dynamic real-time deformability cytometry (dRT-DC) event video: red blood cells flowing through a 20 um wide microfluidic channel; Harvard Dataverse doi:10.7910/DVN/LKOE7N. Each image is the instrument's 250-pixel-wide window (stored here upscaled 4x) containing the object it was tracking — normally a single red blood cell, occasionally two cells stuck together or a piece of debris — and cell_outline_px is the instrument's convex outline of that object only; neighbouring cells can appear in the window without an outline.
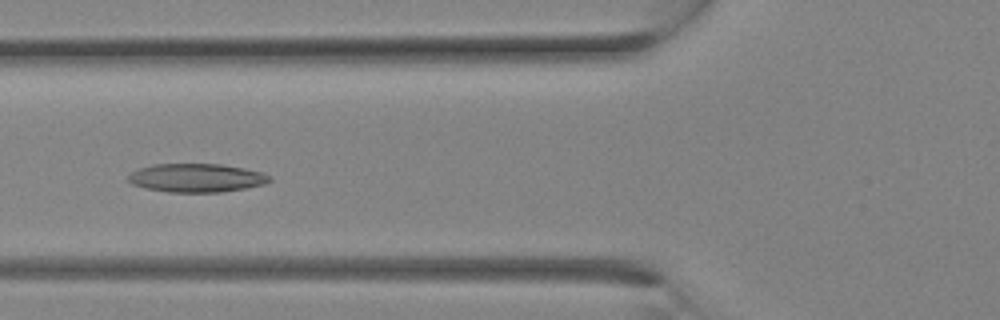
{"species": "Egyptian fruit bat (a non-hibernating species)", "species_latin": "Rousettus aegyptiacus", "temperature_condition": "room temperature", "stored_images_in_passage": 12, "camera_frame_rate_fps": 3000, "um_per_image_px": 0.085, "animal": {"sex": "female"}, "frame": {"image": 1, "passage_image": 10, "time_ms": 3.0, "image_size_px": [1000, 320], "cell_outline_px": [[272, 180], [264, 184], [244, 188], [220, 192], [168, 192], [144, 188], [132, 184], [128, 180], [128, 176], [132, 172], [140, 168], [152, 164], [220, 164], [244, 168], [260, 172], [272, 176]], "centroid_in_image_um": [16.69, 15.12], "position_along_channel_um": 109.1, "area_um2": 23.47}}
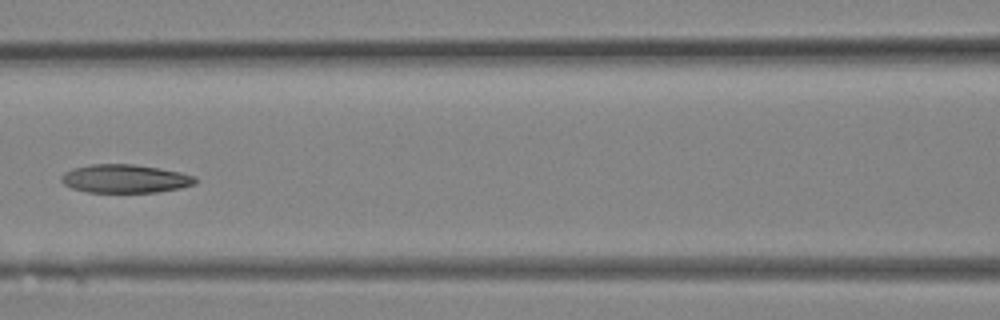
{"frame": {"image": 2, "passage_image": 12, "time_ms": 3.667, "image_size_px": [1000, 320], "cell_outline_px": [[196, 184], [180, 188], [156, 192], [88, 192], [72, 188], [64, 184], [60, 180], [60, 176], [64, 172], [72, 168], [88, 164], [132, 164], [160, 168], [180, 172], [196, 176]], "centroid_in_image_um": [10.61, 15.18], "position_along_channel_um": 156.0, "area_um2": 22.31}}